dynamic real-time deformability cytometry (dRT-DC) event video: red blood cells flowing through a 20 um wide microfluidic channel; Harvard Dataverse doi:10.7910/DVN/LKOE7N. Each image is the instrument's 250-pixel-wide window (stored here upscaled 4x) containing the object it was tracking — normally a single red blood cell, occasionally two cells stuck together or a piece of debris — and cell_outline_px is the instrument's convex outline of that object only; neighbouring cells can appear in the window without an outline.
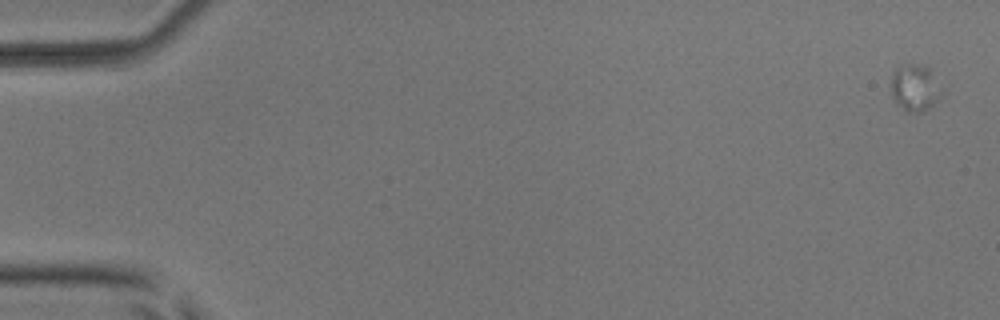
{"species": "common noctule bat (a hibernating species)", "species_latin": "Nyctalus noctula", "temperature_condition": "room temperature", "stored_images_in_passage": 6, "camera_frame_rate_fps": 3000, "um_per_image_px": 0.085, "animal": {"sex": "male", "body_mass_g": 17.9, "forearm_length_mm": 54.2}, "frame": {"image": 1, "passage_image": 1, "time_ms": 0.0, "image_size_px": [1000, 320], "cell_outline_px": [[944, 92], [924, 112], [908, 112], [896, 104], [892, 96], [892, 72], [900, 64], [928, 64], [932, 68]], "centroid_in_image_um": [77.8, 7.41], "position_along_channel_um": 7.2, "area_um2": 14.22}}
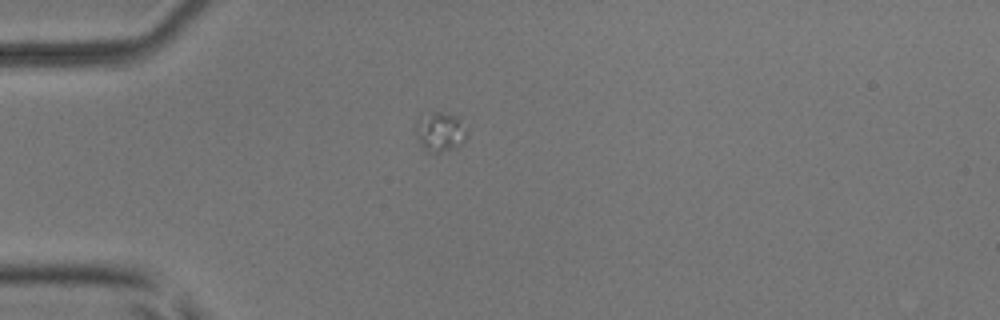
{"frame": {"image": 2, "passage_image": 5, "time_ms": 4.667, "image_size_px": [1000, 320], "cell_outline_px": [[468, 136], [460, 144], [440, 152], [428, 152], [420, 144], [416, 136], [416, 120], [420, 112], [440, 112], [452, 116], [460, 120]], "centroid_in_image_um": [37.33, 11.17], "position_along_channel_um": 47.7, "area_um2": 11.62}}